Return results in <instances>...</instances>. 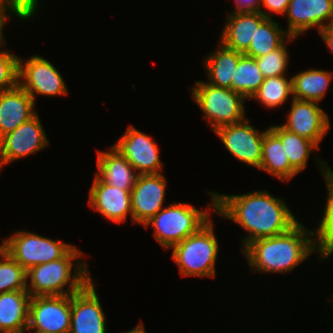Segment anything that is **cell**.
<instances>
[{
	"label": "cell",
	"mask_w": 333,
	"mask_h": 333,
	"mask_svg": "<svg viewBox=\"0 0 333 333\" xmlns=\"http://www.w3.org/2000/svg\"><path fill=\"white\" fill-rule=\"evenodd\" d=\"M35 333H49V332H43V331H37V330H34Z\"/></svg>",
	"instance_id": "obj_39"
},
{
	"label": "cell",
	"mask_w": 333,
	"mask_h": 333,
	"mask_svg": "<svg viewBox=\"0 0 333 333\" xmlns=\"http://www.w3.org/2000/svg\"><path fill=\"white\" fill-rule=\"evenodd\" d=\"M4 38L0 46L4 45ZM19 57L7 51H0V92L13 89L18 85Z\"/></svg>",
	"instance_id": "obj_32"
},
{
	"label": "cell",
	"mask_w": 333,
	"mask_h": 333,
	"mask_svg": "<svg viewBox=\"0 0 333 333\" xmlns=\"http://www.w3.org/2000/svg\"><path fill=\"white\" fill-rule=\"evenodd\" d=\"M290 0H262L261 1V7H265V9H268L270 14L267 12L261 11V13L266 17V18H271V13H276V14H284L287 11V8L289 6ZM263 5V6H262Z\"/></svg>",
	"instance_id": "obj_34"
},
{
	"label": "cell",
	"mask_w": 333,
	"mask_h": 333,
	"mask_svg": "<svg viewBox=\"0 0 333 333\" xmlns=\"http://www.w3.org/2000/svg\"><path fill=\"white\" fill-rule=\"evenodd\" d=\"M259 169L270 173L283 182L291 180L292 177L298 174L291 167L281 139L269 127L265 130L264 134Z\"/></svg>",
	"instance_id": "obj_22"
},
{
	"label": "cell",
	"mask_w": 333,
	"mask_h": 333,
	"mask_svg": "<svg viewBox=\"0 0 333 333\" xmlns=\"http://www.w3.org/2000/svg\"><path fill=\"white\" fill-rule=\"evenodd\" d=\"M0 293L26 290V270L6 250L0 251Z\"/></svg>",
	"instance_id": "obj_30"
},
{
	"label": "cell",
	"mask_w": 333,
	"mask_h": 333,
	"mask_svg": "<svg viewBox=\"0 0 333 333\" xmlns=\"http://www.w3.org/2000/svg\"><path fill=\"white\" fill-rule=\"evenodd\" d=\"M319 163L323 178L326 180L328 196L323 217L319 227L313 232V236H316L315 243L318 246V252L326 259L333 254V171L328 167V164L325 165L326 162L319 161Z\"/></svg>",
	"instance_id": "obj_25"
},
{
	"label": "cell",
	"mask_w": 333,
	"mask_h": 333,
	"mask_svg": "<svg viewBox=\"0 0 333 333\" xmlns=\"http://www.w3.org/2000/svg\"><path fill=\"white\" fill-rule=\"evenodd\" d=\"M2 245L26 271L33 266L63 258L74 247L25 231L15 232L11 237L5 238Z\"/></svg>",
	"instance_id": "obj_7"
},
{
	"label": "cell",
	"mask_w": 333,
	"mask_h": 333,
	"mask_svg": "<svg viewBox=\"0 0 333 333\" xmlns=\"http://www.w3.org/2000/svg\"><path fill=\"white\" fill-rule=\"evenodd\" d=\"M332 73L322 69H310L292 76V98L320 102L329 88Z\"/></svg>",
	"instance_id": "obj_24"
},
{
	"label": "cell",
	"mask_w": 333,
	"mask_h": 333,
	"mask_svg": "<svg viewBox=\"0 0 333 333\" xmlns=\"http://www.w3.org/2000/svg\"><path fill=\"white\" fill-rule=\"evenodd\" d=\"M6 20L0 16V41L3 39V28H4V24H5Z\"/></svg>",
	"instance_id": "obj_38"
},
{
	"label": "cell",
	"mask_w": 333,
	"mask_h": 333,
	"mask_svg": "<svg viewBox=\"0 0 333 333\" xmlns=\"http://www.w3.org/2000/svg\"><path fill=\"white\" fill-rule=\"evenodd\" d=\"M243 53L225 47L221 42L219 49L213 53L205 61L206 73L209 78V84L232 89V78L237 68L239 59Z\"/></svg>",
	"instance_id": "obj_23"
},
{
	"label": "cell",
	"mask_w": 333,
	"mask_h": 333,
	"mask_svg": "<svg viewBox=\"0 0 333 333\" xmlns=\"http://www.w3.org/2000/svg\"><path fill=\"white\" fill-rule=\"evenodd\" d=\"M106 316L91 279L80 291L71 295L69 333H106Z\"/></svg>",
	"instance_id": "obj_13"
},
{
	"label": "cell",
	"mask_w": 333,
	"mask_h": 333,
	"mask_svg": "<svg viewBox=\"0 0 333 333\" xmlns=\"http://www.w3.org/2000/svg\"><path fill=\"white\" fill-rule=\"evenodd\" d=\"M31 296L27 290L0 293V332L26 333Z\"/></svg>",
	"instance_id": "obj_21"
},
{
	"label": "cell",
	"mask_w": 333,
	"mask_h": 333,
	"mask_svg": "<svg viewBox=\"0 0 333 333\" xmlns=\"http://www.w3.org/2000/svg\"><path fill=\"white\" fill-rule=\"evenodd\" d=\"M34 106L33 98L19 85L0 92V138L34 117Z\"/></svg>",
	"instance_id": "obj_18"
},
{
	"label": "cell",
	"mask_w": 333,
	"mask_h": 333,
	"mask_svg": "<svg viewBox=\"0 0 333 333\" xmlns=\"http://www.w3.org/2000/svg\"><path fill=\"white\" fill-rule=\"evenodd\" d=\"M192 89L193 100L214 131L245 119V98L240 93L204 81H196Z\"/></svg>",
	"instance_id": "obj_6"
},
{
	"label": "cell",
	"mask_w": 333,
	"mask_h": 333,
	"mask_svg": "<svg viewBox=\"0 0 333 333\" xmlns=\"http://www.w3.org/2000/svg\"><path fill=\"white\" fill-rule=\"evenodd\" d=\"M221 34V43L230 49L245 53L254 39L255 28L266 18L261 12L232 13Z\"/></svg>",
	"instance_id": "obj_20"
},
{
	"label": "cell",
	"mask_w": 333,
	"mask_h": 333,
	"mask_svg": "<svg viewBox=\"0 0 333 333\" xmlns=\"http://www.w3.org/2000/svg\"><path fill=\"white\" fill-rule=\"evenodd\" d=\"M70 326L71 295L31 297L27 331L69 333Z\"/></svg>",
	"instance_id": "obj_8"
},
{
	"label": "cell",
	"mask_w": 333,
	"mask_h": 333,
	"mask_svg": "<svg viewBox=\"0 0 333 333\" xmlns=\"http://www.w3.org/2000/svg\"><path fill=\"white\" fill-rule=\"evenodd\" d=\"M113 147L128 160L138 175L160 173L162 162L157 144L135 127L129 126Z\"/></svg>",
	"instance_id": "obj_12"
},
{
	"label": "cell",
	"mask_w": 333,
	"mask_h": 333,
	"mask_svg": "<svg viewBox=\"0 0 333 333\" xmlns=\"http://www.w3.org/2000/svg\"><path fill=\"white\" fill-rule=\"evenodd\" d=\"M297 37L290 36L279 48L271 51L265 56L256 58L258 68L264 78L283 76L289 61V54L286 49V42L293 41Z\"/></svg>",
	"instance_id": "obj_31"
},
{
	"label": "cell",
	"mask_w": 333,
	"mask_h": 333,
	"mask_svg": "<svg viewBox=\"0 0 333 333\" xmlns=\"http://www.w3.org/2000/svg\"><path fill=\"white\" fill-rule=\"evenodd\" d=\"M289 95H293L292 78L288 80L283 75L265 78L251 99H257L266 108H274L283 104Z\"/></svg>",
	"instance_id": "obj_29"
},
{
	"label": "cell",
	"mask_w": 333,
	"mask_h": 333,
	"mask_svg": "<svg viewBox=\"0 0 333 333\" xmlns=\"http://www.w3.org/2000/svg\"><path fill=\"white\" fill-rule=\"evenodd\" d=\"M39 0H0V16L8 21L10 13L20 20L32 18L36 13ZM8 11V12H7ZM7 12L9 15H7Z\"/></svg>",
	"instance_id": "obj_33"
},
{
	"label": "cell",
	"mask_w": 333,
	"mask_h": 333,
	"mask_svg": "<svg viewBox=\"0 0 333 333\" xmlns=\"http://www.w3.org/2000/svg\"><path fill=\"white\" fill-rule=\"evenodd\" d=\"M270 129L281 139L291 167L297 173H300L307 167V160L311 151L320 149L313 141L292 133L281 125L271 126Z\"/></svg>",
	"instance_id": "obj_26"
},
{
	"label": "cell",
	"mask_w": 333,
	"mask_h": 333,
	"mask_svg": "<svg viewBox=\"0 0 333 333\" xmlns=\"http://www.w3.org/2000/svg\"><path fill=\"white\" fill-rule=\"evenodd\" d=\"M96 175L104 182L120 190H132L138 174L128 160L113 146L109 152H97ZM134 170V171H133Z\"/></svg>",
	"instance_id": "obj_19"
},
{
	"label": "cell",
	"mask_w": 333,
	"mask_h": 333,
	"mask_svg": "<svg viewBox=\"0 0 333 333\" xmlns=\"http://www.w3.org/2000/svg\"><path fill=\"white\" fill-rule=\"evenodd\" d=\"M285 14L288 18L287 33L292 37L316 26L321 31L333 24V0H290Z\"/></svg>",
	"instance_id": "obj_16"
},
{
	"label": "cell",
	"mask_w": 333,
	"mask_h": 333,
	"mask_svg": "<svg viewBox=\"0 0 333 333\" xmlns=\"http://www.w3.org/2000/svg\"><path fill=\"white\" fill-rule=\"evenodd\" d=\"M320 36L324 40V43L328 46V48L331 50L333 53V26H327L321 31H319Z\"/></svg>",
	"instance_id": "obj_36"
},
{
	"label": "cell",
	"mask_w": 333,
	"mask_h": 333,
	"mask_svg": "<svg viewBox=\"0 0 333 333\" xmlns=\"http://www.w3.org/2000/svg\"><path fill=\"white\" fill-rule=\"evenodd\" d=\"M166 179L159 174L138 175L131 190L132 222L144 226L163 209Z\"/></svg>",
	"instance_id": "obj_14"
},
{
	"label": "cell",
	"mask_w": 333,
	"mask_h": 333,
	"mask_svg": "<svg viewBox=\"0 0 333 333\" xmlns=\"http://www.w3.org/2000/svg\"><path fill=\"white\" fill-rule=\"evenodd\" d=\"M287 31L282 30L279 24L272 20V18H265L257 28H255L254 39L244 55L258 58L265 56L271 51L279 48L284 42L285 38L290 35Z\"/></svg>",
	"instance_id": "obj_27"
},
{
	"label": "cell",
	"mask_w": 333,
	"mask_h": 333,
	"mask_svg": "<svg viewBox=\"0 0 333 333\" xmlns=\"http://www.w3.org/2000/svg\"><path fill=\"white\" fill-rule=\"evenodd\" d=\"M89 190V206L100 212L105 218L120 224L130 214L131 190H120L104 183L96 174Z\"/></svg>",
	"instance_id": "obj_17"
},
{
	"label": "cell",
	"mask_w": 333,
	"mask_h": 333,
	"mask_svg": "<svg viewBox=\"0 0 333 333\" xmlns=\"http://www.w3.org/2000/svg\"><path fill=\"white\" fill-rule=\"evenodd\" d=\"M235 11L233 13L261 12L262 0H235Z\"/></svg>",
	"instance_id": "obj_35"
},
{
	"label": "cell",
	"mask_w": 333,
	"mask_h": 333,
	"mask_svg": "<svg viewBox=\"0 0 333 333\" xmlns=\"http://www.w3.org/2000/svg\"><path fill=\"white\" fill-rule=\"evenodd\" d=\"M81 253L74 246L63 258L33 266L26 271V279L31 280V289L28 285L26 289L30 296L72 295L80 291L92 279L88 265L81 262ZM74 260L77 263L75 274L72 275Z\"/></svg>",
	"instance_id": "obj_3"
},
{
	"label": "cell",
	"mask_w": 333,
	"mask_h": 333,
	"mask_svg": "<svg viewBox=\"0 0 333 333\" xmlns=\"http://www.w3.org/2000/svg\"><path fill=\"white\" fill-rule=\"evenodd\" d=\"M125 333H146L143 324L140 322L134 329L129 330Z\"/></svg>",
	"instance_id": "obj_37"
},
{
	"label": "cell",
	"mask_w": 333,
	"mask_h": 333,
	"mask_svg": "<svg viewBox=\"0 0 333 333\" xmlns=\"http://www.w3.org/2000/svg\"><path fill=\"white\" fill-rule=\"evenodd\" d=\"M48 144L45 131L36 114L30 120L18 126L14 131L0 138V168L11 161L42 150Z\"/></svg>",
	"instance_id": "obj_11"
},
{
	"label": "cell",
	"mask_w": 333,
	"mask_h": 333,
	"mask_svg": "<svg viewBox=\"0 0 333 333\" xmlns=\"http://www.w3.org/2000/svg\"><path fill=\"white\" fill-rule=\"evenodd\" d=\"M249 123V119L245 118L216 129L215 134L236 159L259 169L265 131L259 132Z\"/></svg>",
	"instance_id": "obj_10"
},
{
	"label": "cell",
	"mask_w": 333,
	"mask_h": 333,
	"mask_svg": "<svg viewBox=\"0 0 333 333\" xmlns=\"http://www.w3.org/2000/svg\"><path fill=\"white\" fill-rule=\"evenodd\" d=\"M209 219L195 233L171 249L182 276L214 277L218 258V241Z\"/></svg>",
	"instance_id": "obj_4"
},
{
	"label": "cell",
	"mask_w": 333,
	"mask_h": 333,
	"mask_svg": "<svg viewBox=\"0 0 333 333\" xmlns=\"http://www.w3.org/2000/svg\"><path fill=\"white\" fill-rule=\"evenodd\" d=\"M306 229L298 222L286 233L249 243L242 249V253L248 259L251 271L283 274L291 272L300 262L318 251L314 244L315 239L311 238L314 235L313 231Z\"/></svg>",
	"instance_id": "obj_2"
},
{
	"label": "cell",
	"mask_w": 333,
	"mask_h": 333,
	"mask_svg": "<svg viewBox=\"0 0 333 333\" xmlns=\"http://www.w3.org/2000/svg\"><path fill=\"white\" fill-rule=\"evenodd\" d=\"M255 58L243 55L237 64L232 78V90L240 93L246 100L251 99L264 81Z\"/></svg>",
	"instance_id": "obj_28"
},
{
	"label": "cell",
	"mask_w": 333,
	"mask_h": 333,
	"mask_svg": "<svg viewBox=\"0 0 333 333\" xmlns=\"http://www.w3.org/2000/svg\"><path fill=\"white\" fill-rule=\"evenodd\" d=\"M212 208L222 217L239 224L249 233L242 240L243 249L252 241L281 235L294 227L298 220L285 202L267 191H254L243 195L210 192Z\"/></svg>",
	"instance_id": "obj_1"
},
{
	"label": "cell",
	"mask_w": 333,
	"mask_h": 333,
	"mask_svg": "<svg viewBox=\"0 0 333 333\" xmlns=\"http://www.w3.org/2000/svg\"><path fill=\"white\" fill-rule=\"evenodd\" d=\"M287 123L281 125L286 130L313 141L318 147L330 128L329 117L317 102L291 100Z\"/></svg>",
	"instance_id": "obj_15"
},
{
	"label": "cell",
	"mask_w": 333,
	"mask_h": 333,
	"mask_svg": "<svg viewBox=\"0 0 333 333\" xmlns=\"http://www.w3.org/2000/svg\"><path fill=\"white\" fill-rule=\"evenodd\" d=\"M18 85L35 100V94L46 96L68 95L64 79L48 60L34 55L18 61Z\"/></svg>",
	"instance_id": "obj_9"
},
{
	"label": "cell",
	"mask_w": 333,
	"mask_h": 333,
	"mask_svg": "<svg viewBox=\"0 0 333 333\" xmlns=\"http://www.w3.org/2000/svg\"><path fill=\"white\" fill-rule=\"evenodd\" d=\"M207 211L186 203H171L154 215L145 227L152 225L157 242L165 249L182 242L195 233L210 218Z\"/></svg>",
	"instance_id": "obj_5"
}]
</instances>
